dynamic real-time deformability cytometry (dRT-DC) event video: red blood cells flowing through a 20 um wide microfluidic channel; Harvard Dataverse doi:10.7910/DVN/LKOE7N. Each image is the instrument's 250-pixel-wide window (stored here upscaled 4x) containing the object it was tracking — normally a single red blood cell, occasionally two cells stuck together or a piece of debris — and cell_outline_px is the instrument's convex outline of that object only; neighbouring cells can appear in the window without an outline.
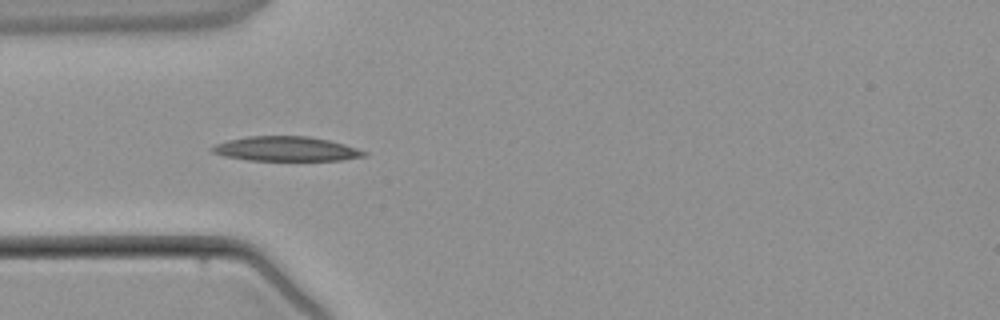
{"species": "common noctule bat (a hibernating species)", "species_latin": "Nyctalus noctula", "temperature_condition": "warm", "stored_images_in_passage": 4, "camera_frame_rate_fps": 3000, "um_per_image_px": 0.085, "animal": {"sex": "male", "body_mass_g": 21.5, "forearm_length_mm": 52.0}, "frame": {"image": 1, "passage_image": 3, "time_ms": 2.333, "image_size_px": [1000, 320], "cell_outline_px": [[368, 156], [340, 160], [248, 160], [224, 156], [212, 152], [208, 148], [216, 144], [228, 140], [248, 136], [308, 136], [328, 140], [344, 144], [368, 152]], "centroid_in_image_um": [24.31, 12.65], "position_along_channel_um": 60.7, "area_um2": 21.73}}
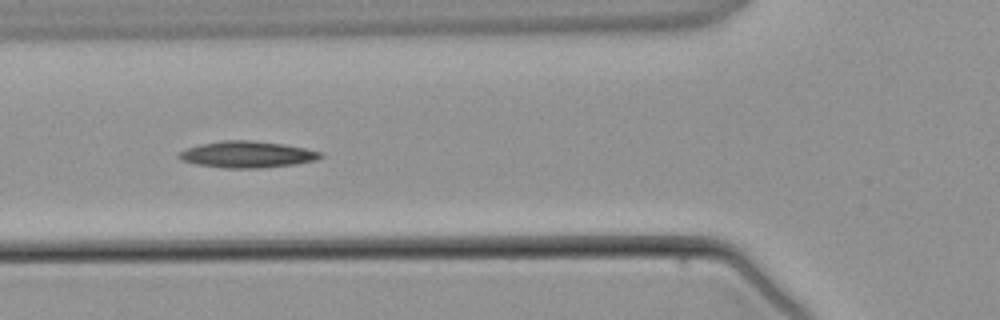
{"frame": {"image": 2, "passage_image": 4, "time_ms": 3.333, "image_size_px": [1000, 320], "cell_outline_px": [[324, 156], [316, 160], [296, 164], [260, 168], [224, 168], [196, 164], [180, 160], [176, 156], [180, 152], [188, 148], [200, 144], [224, 140], [252, 140], [284, 144], [324, 152]], "centroid_in_image_um": [21.03, 13.13], "position_along_channel_um": 104.8, "area_um2": 21.96}}